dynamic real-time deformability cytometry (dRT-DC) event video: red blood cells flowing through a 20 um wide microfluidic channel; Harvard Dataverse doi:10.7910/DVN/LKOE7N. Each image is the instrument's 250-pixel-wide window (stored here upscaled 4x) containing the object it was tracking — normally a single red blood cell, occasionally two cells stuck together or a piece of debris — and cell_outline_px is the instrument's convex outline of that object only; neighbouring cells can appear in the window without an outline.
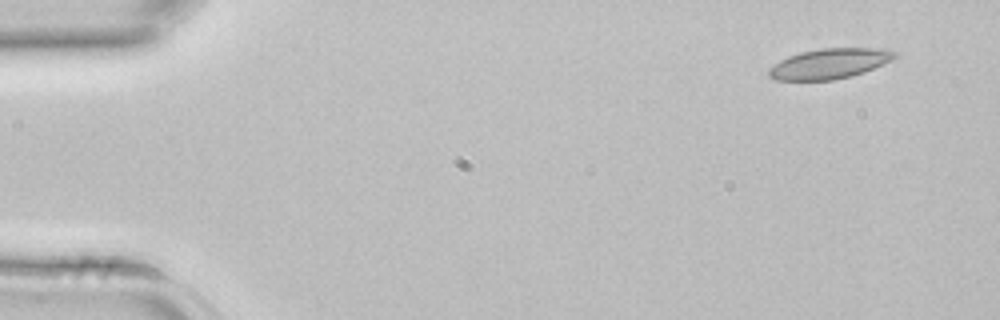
{"species": "common noctule bat (a hibernating species)", "species_latin": "Nyctalus noctula", "temperature_condition": "room temperature", "stored_images_in_passage": 3, "segment_of_instrument_passage": [1, 2], "camera_frame_rate_fps": 3000, "um_per_image_px": 0.085, "animal": {"sex": "female", "body_mass_g": 22.7, "forearm_length_mm": 54.2}, "frame": {"image": 1, "passage_image": 1, "time_ms": 0.0, "image_size_px": [1000, 320], "cell_outline_px": [[896, 56], [892, 60], [864, 72], [852, 76], [832, 80], [776, 80], [768, 76], [768, 68], [780, 60], [788, 56], [800, 52], [820, 48], [888, 48], [896, 52]], "centroid_in_image_um": [70.5, 5.4], "position_along_channel_um": 14.5, "area_um2": 22.31}}